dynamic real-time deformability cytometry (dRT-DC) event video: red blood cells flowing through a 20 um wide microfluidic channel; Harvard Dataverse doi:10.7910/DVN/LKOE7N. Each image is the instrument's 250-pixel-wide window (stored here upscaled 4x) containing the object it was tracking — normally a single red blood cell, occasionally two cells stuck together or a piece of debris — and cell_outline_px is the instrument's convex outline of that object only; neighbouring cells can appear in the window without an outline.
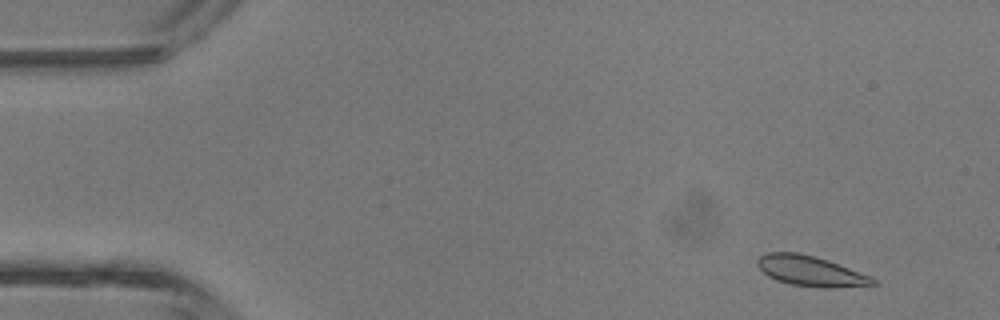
{"species": "common noctule bat (a hibernating species)", "species_latin": "Nyctalus noctula", "temperature_condition": "room temperature", "stored_images_in_passage": 4, "camera_frame_rate_fps": 3000, "um_per_image_px": 0.085, "animal": {"sex": "male", "body_mass_g": 13.3}, "frame": {"image": 1, "passage_image": 1, "time_ms": 0.0, "image_size_px": [1000, 320], "cell_outline_px": [[880, 284], [824, 288], [820, 288], [792, 284], [776, 280], [768, 276], [756, 264], [756, 260], [760, 256], [768, 252], [800, 252], [816, 256], [828, 260], [872, 276]], "centroid_in_image_um": [68.91, 23.03], "position_along_channel_um": 16.1, "area_um2": 20.46}}